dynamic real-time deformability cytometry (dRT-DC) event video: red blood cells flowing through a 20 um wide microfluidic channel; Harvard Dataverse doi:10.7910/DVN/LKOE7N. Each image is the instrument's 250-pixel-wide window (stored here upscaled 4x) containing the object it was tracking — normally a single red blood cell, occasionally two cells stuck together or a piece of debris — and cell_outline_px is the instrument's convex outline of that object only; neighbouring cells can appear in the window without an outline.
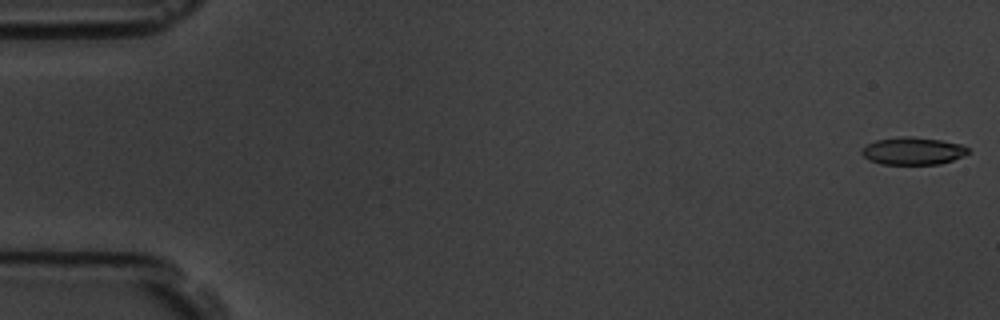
{"species": "common noctule bat (a hibernating species)", "species_latin": "Nyctalus noctula", "temperature_condition": "room temperature", "stored_images_in_passage": 58, "camera_frame_rate_fps": 3000, "um_per_image_px": 0.085, "animal": {"sex": "male", "body_mass_g": 19.5, "forearm_length_mm": 54.6}, "frame": {"image": 1, "passage_image": 1, "time_ms": 0.0, "image_size_px": [1000, 320], "cell_outline_px": [[972, 152], [964, 156], [940, 164], [880, 164], [868, 160], [860, 152], [868, 144], [876, 140], [900, 136], [912, 136], [940, 140], [960, 144], [968, 148]], "centroid_in_image_um": [77.62, 12.83], "position_along_channel_um": 7.4, "area_um2": 17.11}}
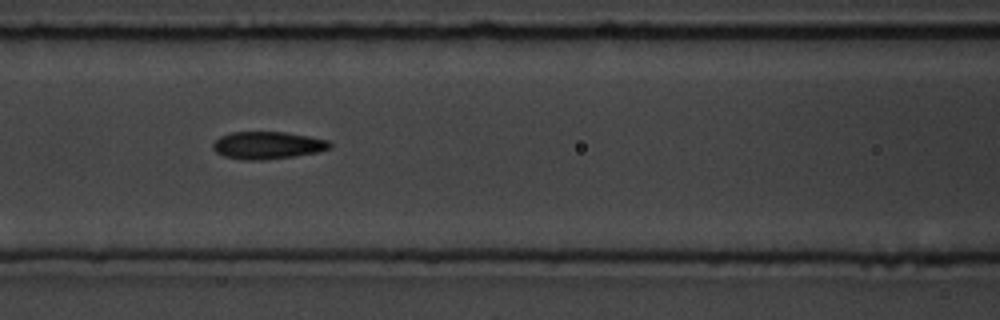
{"frame": {"image": 2, "passage_image": 25, "time_ms": 8.0, "image_size_px": [1000, 320], "cell_outline_px": [[332, 148], [316, 152], [296, 156], [260, 160], [244, 160], [224, 156], [216, 152], [212, 148], [212, 144], [220, 136], [232, 132], [284, 132], [308, 136], [328, 140], [332, 144]], "centroid_in_image_um": [22.74, 12.35], "position_along_channel_um": 143.9, "area_um2": 18.67}}
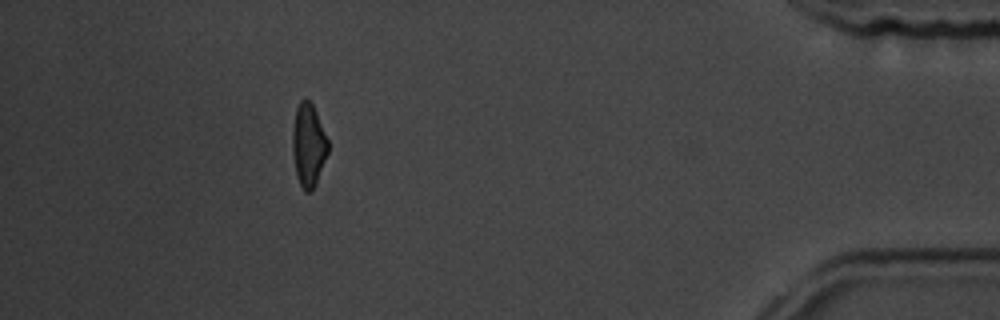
{"frame": {"image": 3, "passage_image": 52, "time_ms": 17.0, "image_size_px": [1000, 320], "cell_outline_px": [[328, 152], [312, 192], [304, 192], [296, 176], [292, 152], [292, 128], [296, 108], [300, 100], [304, 96], [312, 104], [316, 112], [328, 140]], "centroid_in_image_um": [26.19, 12.32], "position_along_channel_um": 409.0, "area_um2": 17.28}, "authors_computed_cell_mechanics": {"area_um2": 17.9469, "velocity_mm_per_s": 3.5635, "shape_relaxation_time_tau1_ms": 3.1273, "shape_relaxation_time_tau2_ms": 2.6546, "deformation_change_tau1": 0.1293, "deformation_change_tau2": 0.0869}}